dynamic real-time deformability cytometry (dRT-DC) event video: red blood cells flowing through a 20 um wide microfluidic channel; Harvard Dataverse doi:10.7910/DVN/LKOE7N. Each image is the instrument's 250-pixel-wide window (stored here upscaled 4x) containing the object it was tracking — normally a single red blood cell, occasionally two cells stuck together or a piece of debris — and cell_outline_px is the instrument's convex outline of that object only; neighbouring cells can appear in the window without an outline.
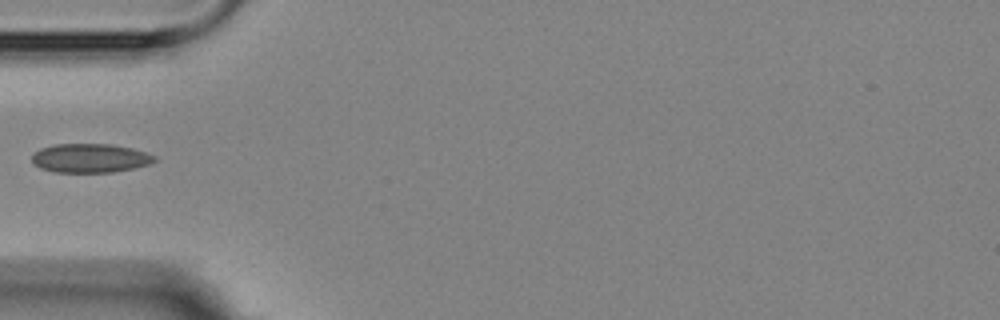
{"species": "Egyptian fruit bat (a non-hibernating species)", "species_latin": "Rousettus aegyptiacus", "temperature_condition": "room temperature", "stored_images_in_passage": 3, "camera_frame_rate_fps": 3000, "um_per_image_px": 0.085, "animal": {"sex": "female"}, "frame": {"image": 1, "passage_image": 3, "time_ms": 3.0, "image_size_px": [1000, 320], "cell_outline_px": [[156, 160], [148, 164], [132, 168], [112, 172], [56, 172], [40, 168], [32, 164], [32, 156], [40, 148], [56, 144], [112, 144], [132, 148], [156, 156]], "centroid_in_image_um": [7.63, 13.44], "position_along_channel_um": 77.4, "area_um2": 20.58}}